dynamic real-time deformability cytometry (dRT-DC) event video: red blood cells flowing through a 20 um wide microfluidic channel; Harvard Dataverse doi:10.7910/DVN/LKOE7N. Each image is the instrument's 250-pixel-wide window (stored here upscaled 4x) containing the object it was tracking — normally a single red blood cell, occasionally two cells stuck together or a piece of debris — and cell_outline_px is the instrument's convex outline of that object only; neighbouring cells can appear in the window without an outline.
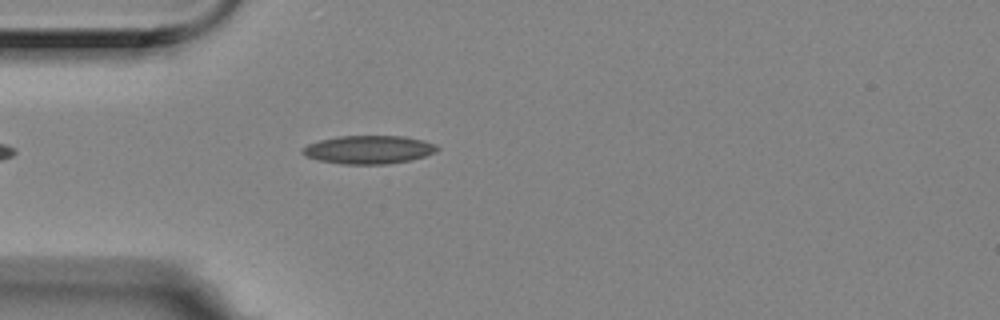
{"species": "Egyptian fruit bat (a non-hibernating species)", "species_latin": "Rousettus aegyptiacus", "temperature_condition": "room temperature", "stored_images_in_passage": 4, "camera_frame_rate_fps": 3000, "um_per_image_px": 0.085, "animal": {"sex": "female"}, "frame": {"image": 1, "passage_image": 4, "time_ms": 1.0, "image_size_px": [1000, 320], "cell_outline_px": [[440, 148], [436, 152], [424, 156], [408, 160], [388, 164], [340, 164], [320, 160], [304, 156], [300, 152], [300, 148], [308, 144], [320, 140], [340, 136], [404, 136], [424, 140], [436, 144]], "centroid_in_image_um": [31.32, 12.72], "position_along_channel_um": 53.7, "area_um2": 22.31}}